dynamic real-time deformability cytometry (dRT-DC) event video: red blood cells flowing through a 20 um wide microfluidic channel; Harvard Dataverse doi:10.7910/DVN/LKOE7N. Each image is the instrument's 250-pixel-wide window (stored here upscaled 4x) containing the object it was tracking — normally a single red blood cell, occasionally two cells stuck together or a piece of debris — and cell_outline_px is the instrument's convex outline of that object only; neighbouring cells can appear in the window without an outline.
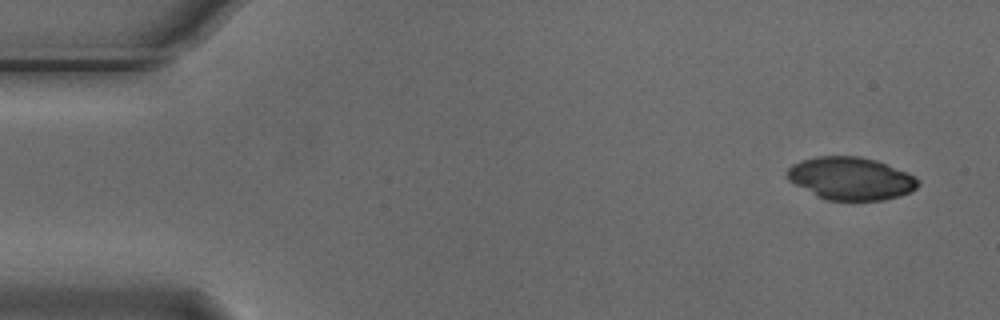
{"species": "Egyptian fruit bat (a non-hibernating species)", "species_latin": "Rousettus aegyptiacus", "temperature_condition": "cold", "stored_images_in_passage": 4, "camera_frame_rate_fps": 3000, "um_per_image_px": 0.085, "animal": {"sex": "male"}, "frame": {"image": 1, "passage_image": 1, "time_ms": 0.0, "image_size_px": [1000, 320], "cell_outline_px": [[920, 184], [912, 192], [900, 196], [884, 200], [828, 200], [788, 180], [788, 168], [792, 164], [800, 160], [816, 156], [860, 156], [876, 160], [908, 172], [916, 176], [920, 180]], "centroid_in_image_um": [72.39, 15.15], "position_along_channel_um": 12.6, "area_um2": 32.54}}